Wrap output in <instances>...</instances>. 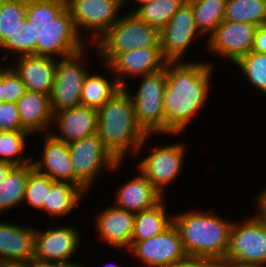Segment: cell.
Returning <instances> with one entry per match:
<instances>
[{
	"label": "cell",
	"mask_w": 266,
	"mask_h": 267,
	"mask_svg": "<svg viewBox=\"0 0 266 267\" xmlns=\"http://www.w3.org/2000/svg\"><path fill=\"white\" fill-rule=\"evenodd\" d=\"M213 67L202 60L166 64L164 135H181L206 106Z\"/></svg>",
	"instance_id": "6da1fadb"
},
{
	"label": "cell",
	"mask_w": 266,
	"mask_h": 267,
	"mask_svg": "<svg viewBox=\"0 0 266 267\" xmlns=\"http://www.w3.org/2000/svg\"><path fill=\"white\" fill-rule=\"evenodd\" d=\"M26 18L33 25L37 56L57 55L60 60L81 52L90 43L77 32L66 0H27Z\"/></svg>",
	"instance_id": "7a4b0ae2"
},
{
	"label": "cell",
	"mask_w": 266,
	"mask_h": 267,
	"mask_svg": "<svg viewBox=\"0 0 266 267\" xmlns=\"http://www.w3.org/2000/svg\"><path fill=\"white\" fill-rule=\"evenodd\" d=\"M97 111V134L106 149L122 164L129 152L133 156L139 154L152 137L137 124L131 96L123 87Z\"/></svg>",
	"instance_id": "3957f363"
},
{
	"label": "cell",
	"mask_w": 266,
	"mask_h": 267,
	"mask_svg": "<svg viewBox=\"0 0 266 267\" xmlns=\"http://www.w3.org/2000/svg\"><path fill=\"white\" fill-rule=\"evenodd\" d=\"M173 223L187 255L213 259L217 264L224 260L233 221L192 209L173 214Z\"/></svg>",
	"instance_id": "277c9868"
},
{
	"label": "cell",
	"mask_w": 266,
	"mask_h": 267,
	"mask_svg": "<svg viewBox=\"0 0 266 267\" xmlns=\"http://www.w3.org/2000/svg\"><path fill=\"white\" fill-rule=\"evenodd\" d=\"M153 46H160V31L131 12L121 14L117 22L94 44L99 60H103L105 65L122 52Z\"/></svg>",
	"instance_id": "5b68a950"
},
{
	"label": "cell",
	"mask_w": 266,
	"mask_h": 267,
	"mask_svg": "<svg viewBox=\"0 0 266 267\" xmlns=\"http://www.w3.org/2000/svg\"><path fill=\"white\" fill-rule=\"evenodd\" d=\"M68 146L74 173V185L79 186L86 195L105 168L107 171L110 170L109 172H115L123 166L106 149L97 133L72 142Z\"/></svg>",
	"instance_id": "8992f818"
},
{
	"label": "cell",
	"mask_w": 266,
	"mask_h": 267,
	"mask_svg": "<svg viewBox=\"0 0 266 267\" xmlns=\"http://www.w3.org/2000/svg\"><path fill=\"white\" fill-rule=\"evenodd\" d=\"M137 92L130 93L128 83L123 87L131 96L137 124L147 135H164L163 94L166 85V67L143 76ZM128 87V88H127Z\"/></svg>",
	"instance_id": "52a82bcc"
},
{
	"label": "cell",
	"mask_w": 266,
	"mask_h": 267,
	"mask_svg": "<svg viewBox=\"0 0 266 267\" xmlns=\"http://www.w3.org/2000/svg\"><path fill=\"white\" fill-rule=\"evenodd\" d=\"M81 52L57 60L54 83L50 93L53 114L81 105V90L85 76L89 71L86 64V52ZM85 56V58H84Z\"/></svg>",
	"instance_id": "ba28073f"
},
{
	"label": "cell",
	"mask_w": 266,
	"mask_h": 267,
	"mask_svg": "<svg viewBox=\"0 0 266 267\" xmlns=\"http://www.w3.org/2000/svg\"><path fill=\"white\" fill-rule=\"evenodd\" d=\"M66 1L77 32L82 38L90 37L91 45L117 22L121 16L120 10L124 7L118 0ZM83 30L89 35L84 37Z\"/></svg>",
	"instance_id": "9c48e42d"
},
{
	"label": "cell",
	"mask_w": 266,
	"mask_h": 267,
	"mask_svg": "<svg viewBox=\"0 0 266 267\" xmlns=\"http://www.w3.org/2000/svg\"><path fill=\"white\" fill-rule=\"evenodd\" d=\"M81 231L76 226L36 228L33 265L50 266L70 262L80 246Z\"/></svg>",
	"instance_id": "30bf717a"
},
{
	"label": "cell",
	"mask_w": 266,
	"mask_h": 267,
	"mask_svg": "<svg viewBox=\"0 0 266 267\" xmlns=\"http://www.w3.org/2000/svg\"><path fill=\"white\" fill-rule=\"evenodd\" d=\"M155 146L148 155L138 162L139 170L155 189L164 197L165 187L172 185L182 173L185 160V144L173 142L172 144ZM184 159V160H183Z\"/></svg>",
	"instance_id": "8fae6325"
},
{
	"label": "cell",
	"mask_w": 266,
	"mask_h": 267,
	"mask_svg": "<svg viewBox=\"0 0 266 267\" xmlns=\"http://www.w3.org/2000/svg\"><path fill=\"white\" fill-rule=\"evenodd\" d=\"M243 220L233 221L224 260L266 264V225L254 215Z\"/></svg>",
	"instance_id": "7c38bea8"
},
{
	"label": "cell",
	"mask_w": 266,
	"mask_h": 267,
	"mask_svg": "<svg viewBox=\"0 0 266 267\" xmlns=\"http://www.w3.org/2000/svg\"><path fill=\"white\" fill-rule=\"evenodd\" d=\"M127 251L140 262L141 267H166L187 255L180 232L174 223L150 239L131 241Z\"/></svg>",
	"instance_id": "4fadbf2b"
},
{
	"label": "cell",
	"mask_w": 266,
	"mask_h": 267,
	"mask_svg": "<svg viewBox=\"0 0 266 267\" xmlns=\"http://www.w3.org/2000/svg\"><path fill=\"white\" fill-rule=\"evenodd\" d=\"M191 3L186 0L160 31L162 57L167 63L183 61L190 45L200 36Z\"/></svg>",
	"instance_id": "5bb4252c"
},
{
	"label": "cell",
	"mask_w": 266,
	"mask_h": 267,
	"mask_svg": "<svg viewBox=\"0 0 266 267\" xmlns=\"http://www.w3.org/2000/svg\"><path fill=\"white\" fill-rule=\"evenodd\" d=\"M256 25L223 20L207 38L206 51L233 62V65L253 49Z\"/></svg>",
	"instance_id": "9a60e30c"
},
{
	"label": "cell",
	"mask_w": 266,
	"mask_h": 267,
	"mask_svg": "<svg viewBox=\"0 0 266 267\" xmlns=\"http://www.w3.org/2000/svg\"><path fill=\"white\" fill-rule=\"evenodd\" d=\"M166 64L162 57L161 46H153L122 52L105 67L110 69L118 83L124 87L126 78L136 76L139 78L157 72L165 68Z\"/></svg>",
	"instance_id": "2e32d148"
},
{
	"label": "cell",
	"mask_w": 266,
	"mask_h": 267,
	"mask_svg": "<svg viewBox=\"0 0 266 267\" xmlns=\"http://www.w3.org/2000/svg\"><path fill=\"white\" fill-rule=\"evenodd\" d=\"M98 111L95 108L79 105L62 110L53 116L57 131H50L55 139L70 144L97 133Z\"/></svg>",
	"instance_id": "e0dca14e"
},
{
	"label": "cell",
	"mask_w": 266,
	"mask_h": 267,
	"mask_svg": "<svg viewBox=\"0 0 266 267\" xmlns=\"http://www.w3.org/2000/svg\"><path fill=\"white\" fill-rule=\"evenodd\" d=\"M134 220L135 213L109 205L96 216L95 229L103 243L117 250H128L131 246Z\"/></svg>",
	"instance_id": "ac0fdd59"
},
{
	"label": "cell",
	"mask_w": 266,
	"mask_h": 267,
	"mask_svg": "<svg viewBox=\"0 0 266 267\" xmlns=\"http://www.w3.org/2000/svg\"><path fill=\"white\" fill-rule=\"evenodd\" d=\"M44 147L40 159H32L34 169L53 181L74 185V173L67 143L55 139L51 134L44 136Z\"/></svg>",
	"instance_id": "d6986e66"
},
{
	"label": "cell",
	"mask_w": 266,
	"mask_h": 267,
	"mask_svg": "<svg viewBox=\"0 0 266 267\" xmlns=\"http://www.w3.org/2000/svg\"><path fill=\"white\" fill-rule=\"evenodd\" d=\"M35 227L0 220V261L33 265Z\"/></svg>",
	"instance_id": "ffe728a7"
},
{
	"label": "cell",
	"mask_w": 266,
	"mask_h": 267,
	"mask_svg": "<svg viewBox=\"0 0 266 267\" xmlns=\"http://www.w3.org/2000/svg\"><path fill=\"white\" fill-rule=\"evenodd\" d=\"M12 63L13 67L9 66L21 78L27 91L50 96L57 65L56 58L35 55L19 56L14 58Z\"/></svg>",
	"instance_id": "44dd1931"
},
{
	"label": "cell",
	"mask_w": 266,
	"mask_h": 267,
	"mask_svg": "<svg viewBox=\"0 0 266 267\" xmlns=\"http://www.w3.org/2000/svg\"><path fill=\"white\" fill-rule=\"evenodd\" d=\"M22 127L31 135L50 133L53 126V111L50 96L26 91L17 101Z\"/></svg>",
	"instance_id": "7402d4cb"
},
{
	"label": "cell",
	"mask_w": 266,
	"mask_h": 267,
	"mask_svg": "<svg viewBox=\"0 0 266 267\" xmlns=\"http://www.w3.org/2000/svg\"><path fill=\"white\" fill-rule=\"evenodd\" d=\"M136 172L137 176L116 189V203L113 204L135 214L154 207L164 198L139 170Z\"/></svg>",
	"instance_id": "603a6c76"
},
{
	"label": "cell",
	"mask_w": 266,
	"mask_h": 267,
	"mask_svg": "<svg viewBox=\"0 0 266 267\" xmlns=\"http://www.w3.org/2000/svg\"><path fill=\"white\" fill-rule=\"evenodd\" d=\"M164 198L154 207L135 214L131 241H144L157 236L173 223V214H167Z\"/></svg>",
	"instance_id": "cb8c5ba5"
},
{
	"label": "cell",
	"mask_w": 266,
	"mask_h": 267,
	"mask_svg": "<svg viewBox=\"0 0 266 267\" xmlns=\"http://www.w3.org/2000/svg\"><path fill=\"white\" fill-rule=\"evenodd\" d=\"M34 170L33 163L14 166L0 183V214L8 209L22 205L27 179Z\"/></svg>",
	"instance_id": "d4e9b609"
},
{
	"label": "cell",
	"mask_w": 266,
	"mask_h": 267,
	"mask_svg": "<svg viewBox=\"0 0 266 267\" xmlns=\"http://www.w3.org/2000/svg\"><path fill=\"white\" fill-rule=\"evenodd\" d=\"M112 76L111 81L103 75L93 74L92 71L88 72L81 90V105L98 110L120 91L122 86L118 83L117 78L114 75Z\"/></svg>",
	"instance_id": "484cf974"
},
{
	"label": "cell",
	"mask_w": 266,
	"mask_h": 267,
	"mask_svg": "<svg viewBox=\"0 0 266 267\" xmlns=\"http://www.w3.org/2000/svg\"><path fill=\"white\" fill-rule=\"evenodd\" d=\"M86 193L76 185L55 181L47 197V214L51 217H65L75 210ZM84 196V197H83Z\"/></svg>",
	"instance_id": "4316f807"
},
{
	"label": "cell",
	"mask_w": 266,
	"mask_h": 267,
	"mask_svg": "<svg viewBox=\"0 0 266 267\" xmlns=\"http://www.w3.org/2000/svg\"><path fill=\"white\" fill-rule=\"evenodd\" d=\"M195 16L196 26L201 36H210L224 20L227 0H188Z\"/></svg>",
	"instance_id": "83f0119b"
},
{
	"label": "cell",
	"mask_w": 266,
	"mask_h": 267,
	"mask_svg": "<svg viewBox=\"0 0 266 267\" xmlns=\"http://www.w3.org/2000/svg\"><path fill=\"white\" fill-rule=\"evenodd\" d=\"M224 20L266 24V0H227Z\"/></svg>",
	"instance_id": "f1b7e54d"
},
{
	"label": "cell",
	"mask_w": 266,
	"mask_h": 267,
	"mask_svg": "<svg viewBox=\"0 0 266 267\" xmlns=\"http://www.w3.org/2000/svg\"><path fill=\"white\" fill-rule=\"evenodd\" d=\"M186 0H157L140 5L134 12L140 20L161 31Z\"/></svg>",
	"instance_id": "f546056e"
},
{
	"label": "cell",
	"mask_w": 266,
	"mask_h": 267,
	"mask_svg": "<svg viewBox=\"0 0 266 267\" xmlns=\"http://www.w3.org/2000/svg\"><path fill=\"white\" fill-rule=\"evenodd\" d=\"M30 136L28 131H0V161L14 166L32 163L34 157L22 156Z\"/></svg>",
	"instance_id": "4dcf8cb0"
},
{
	"label": "cell",
	"mask_w": 266,
	"mask_h": 267,
	"mask_svg": "<svg viewBox=\"0 0 266 267\" xmlns=\"http://www.w3.org/2000/svg\"><path fill=\"white\" fill-rule=\"evenodd\" d=\"M0 49L8 51L16 57L35 55L37 56V41H34L33 25L27 18L19 27L9 35L0 45ZM13 52V53H12Z\"/></svg>",
	"instance_id": "1f68e13d"
},
{
	"label": "cell",
	"mask_w": 266,
	"mask_h": 267,
	"mask_svg": "<svg viewBox=\"0 0 266 267\" xmlns=\"http://www.w3.org/2000/svg\"><path fill=\"white\" fill-rule=\"evenodd\" d=\"M254 88L266 94V53L251 51L235 64Z\"/></svg>",
	"instance_id": "d6a6232c"
},
{
	"label": "cell",
	"mask_w": 266,
	"mask_h": 267,
	"mask_svg": "<svg viewBox=\"0 0 266 267\" xmlns=\"http://www.w3.org/2000/svg\"><path fill=\"white\" fill-rule=\"evenodd\" d=\"M27 0H0V45L26 18Z\"/></svg>",
	"instance_id": "836d02e7"
},
{
	"label": "cell",
	"mask_w": 266,
	"mask_h": 267,
	"mask_svg": "<svg viewBox=\"0 0 266 267\" xmlns=\"http://www.w3.org/2000/svg\"><path fill=\"white\" fill-rule=\"evenodd\" d=\"M55 181L48 176L38 173L35 169L29 174L23 203L47 213V197Z\"/></svg>",
	"instance_id": "e575fe53"
},
{
	"label": "cell",
	"mask_w": 266,
	"mask_h": 267,
	"mask_svg": "<svg viewBox=\"0 0 266 267\" xmlns=\"http://www.w3.org/2000/svg\"><path fill=\"white\" fill-rule=\"evenodd\" d=\"M3 91L4 102L14 103L27 91L21 78L7 63L3 66Z\"/></svg>",
	"instance_id": "d590c367"
},
{
	"label": "cell",
	"mask_w": 266,
	"mask_h": 267,
	"mask_svg": "<svg viewBox=\"0 0 266 267\" xmlns=\"http://www.w3.org/2000/svg\"><path fill=\"white\" fill-rule=\"evenodd\" d=\"M0 131H26L22 127L17 103L0 104Z\"/></svg>",
	"instance_id": "8d00e7d4"
},
{
	"label": "cell",
	"mask_w": 266,
	"mask_h": 267,
	"mask_svg": "<svg viewBox=\"0 0 266 267\" xmlns=\"http://www.w3.org/2000/svg\"><path fill=\"white\" fill-rule=\"evenodd\" d=\"M166 267H218V264L213 259L206 257L186 255Z\"/></svg>",
	"instance_id": "74e56055"
},
{
	"label": "cell",
	"mask_w": 266,
	"mask_h": 267,
	"mask_svg": "<svg viewBox=\"0 0 266 267\" xmlns=\"http://www.w3.org/2000/svg\"><path fill=\"white\" fill-rule=\"evenodd\" d=\"M252 201L256 202L253 203L255 208L257 207V212L253 214L261 223L266 225V187L263 188V191L261 193L259 192L258 196H254ZM256 204V205H255Z\"/></svg>",
	"instance_id": "f35d334b"
},
{
	"label": "cell",
	"mask_w": 266,
	"mask_h": 267,
	"mask_svg": "<svg viewBox=\"0 0 266 267\" xmlns=\"http://www.w3.org/2000/svg\"><path fill=\"white\" fill-rule=\"evenodd\" d=\"M252 51L266 53V24L257 27Z\"/></svg>",
	"instance_id": "ab89813d"
},
{
	"label": "cell",
	"mask_w": 266,
	"mask_h": 267,
	"mask_svg": "<svg viewBox=\"0 0 266 267\" xmlns=\"http://www.w3.org/2000/svg\"><path fill=\"white\" fill-rule=\"evenodd\" d=\"M218 267H266V264L240 263L236 261L223 260L218 263Z\"/></svg>",
	"instance_id": "60d3db41"
},
{
	"label": "cell",
	"mask_w": 266,
	"mask_h": 267,
	"mask_svg": "<svg viewBox=\"0 0 266 267\" xmlns=\"http://www.w3.org/2000/svg\"><path fill=\"white\" fill-rule=\"evenodd\" d=\"M14 167L11 163L0 161V183L4 181L9 171Z\"/></svg>",
	"instance_id": "b9f144b4"
},
{
	"label": "cell",
	"mask_w": 266,
	"mask_h": 267,
	"mask_svg": "<svg viewBox=\"0 0 266 267\" xmlns=\"http://www.w3.org/2000/svg\"><path fill=\"white\" fill-rule=\"evenodd\" d=\"M0 267H32V265L22 262L0 261Z\"/></svg>",
	"instance_id": "7bdbcfd3"
},
{
	"label": "cell",
	"mask_w": 266,
	"mask_h": 267,
	"mask_svg": "<svg viewBox=\"0 0 266 267\" xmlns=\"http://www.w3.org/2000/svg\"><path fill=\"white\" fill-rule=\"evenodd\" d=\"M48 267H87V266L82 263L76 262L74 260V262L70 261V262H64V263H57V264L50 265Z\"/></svg>",
	"instance_id": "ee69618b"
},
{
	"label": "cell",
	"mask_w": 266,
	"mask_h": 267,
	"mask_svg": "<svg viewBox=\"0 0 266 267\" xmlns=\"http://www.w3.org/2000/svg\"><path fill=\"white\" fill-rule=\"evenodd\" d=\"M0 63V104L4 102V91H3V66Z\"/></svg>",
	"instance_id": "f6af8a7d"
},
{
	"label": "cell",
	"mask_w": 266,
	"mask_h": 267,
	"mask_svg": "<svg viewBox=\"0 0 266 267\" xmlns=\"http://www.w3.org/2000/svg\"><path fill=\"white\" fill-rule=\"evenodd\" d=\"M132 2H134V4L136 5L137 4V7L132 9L130 12L133 13L140 5H143V4H146V3H152L154 1H157V0H131Z\"/></svg>",
	"instance_id": "bcb514c9"
},
{
	"label": "cell",
	"mask_w": 266,
	"mask_h": 267,
	"mask_svg": "<svg viewBox=\"0 0 266 267\" xmlns=\"http://www.w3.org/2000/svg\"><path fill=\"white\" fill-rule=\"evenodd\" d=\"M118 1H119L122 5H124V4L126 5V3H127L126 1L129 2L130 0H118Z\"/></svg>",
	"instance_id": "7dc6e473"
},
{
	"label": "cell",
	"mask_w": 266,
	"mask_h": 267,
	"mask_svg": "<svg viewBox=\"0 0 266 267\" xmlns=\"http://www.w3.org/2000/svg\"><path fill=\"white\" fill-rule=\"evenodd\" d=\"M107 266H108V265H107ZM107 266L105 265L104 267H107ZM113 266H114V267H118V264H117V265H115V264H114V265H113V264L111 265V263H110V265H109L108 267H113Z\"/></svg>",
	"instance_id": "c3c4849f"
},
{
	"label": "cell",
	"mask_w": 266,
	"mask_h": 267,
	"mask_svg": "<svg viewBox=\"0 0 266 267\" xmlns=\"http://www.w3.org/2000/svg\"><path fill=\"white\" fill-rule=\"evenodd\" d=\"M32 267H48V266H35V265H32Z\"/></svg>",
	"instance_id": "681fc988"
}]
</instances>
